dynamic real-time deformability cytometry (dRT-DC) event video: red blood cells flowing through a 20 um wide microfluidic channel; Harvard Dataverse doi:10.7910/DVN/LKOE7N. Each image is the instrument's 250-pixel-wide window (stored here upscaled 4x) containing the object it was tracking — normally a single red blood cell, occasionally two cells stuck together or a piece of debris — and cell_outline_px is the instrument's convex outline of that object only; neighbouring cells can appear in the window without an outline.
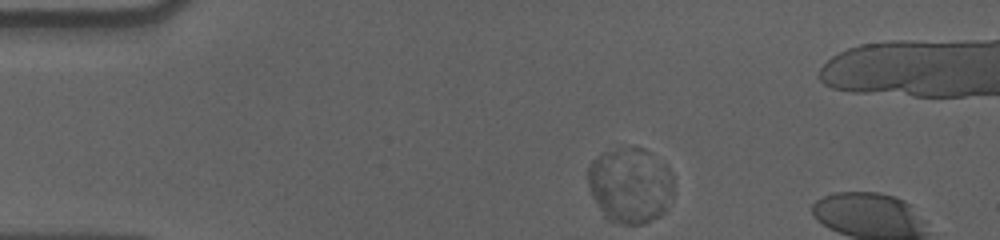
{"species": "human", "species_latin": "Homo sapiens", "temperature_condition": "cold", "stored_images_in_passage": 6, "camera_frame_rate_fps": 3000, "um_per_image_px": 0.085, "donor": {"sex": "male"}, "frame": {"image": 1, "passage_image": 1, "time_ms": 0.0, "image_size_px": [1000, 240], "cell_outline_px": [[672, 196], [664, 212], [660, 216], [644, 224], [624, 224], [608, 220], [604, 216], [592, 196], [588, 184], [588, 168], [592, 160], [600, 152], [620, 148], [644, 148], [664, 164], [672, 172]], "centroid_in_image_um": [53.55, 15.75], "position_along_channel_um": 31.5, "area_um2": 37.74}}